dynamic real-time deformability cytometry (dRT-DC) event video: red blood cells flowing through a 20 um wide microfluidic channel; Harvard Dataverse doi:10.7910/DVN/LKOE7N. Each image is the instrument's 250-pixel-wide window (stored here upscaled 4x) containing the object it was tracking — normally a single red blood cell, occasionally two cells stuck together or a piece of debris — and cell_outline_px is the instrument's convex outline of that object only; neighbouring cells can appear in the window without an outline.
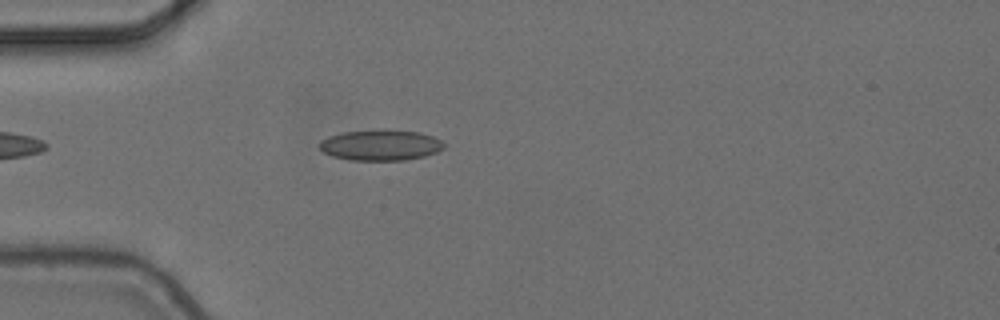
{"species": "common noctule bat (a hibernating species)", "species_latin": "Nyctalus noctula", "temperature_condition": "cold", "stored_images_in_passage": 4, "camera_frame_rate_fps": 3000, "um_per_image_px": 0.085, "animal": {"sex": "female", "body_mass_g": 24.6, "forearm_length_mm": 56.2}, "frame": {"image": 1, "passage_image": 4, "time_ms": 1.0, "image_size_px": [1000, 320], "cell_outline_px": [[444, 148], [436, 152], [424, 156], [404, 160], [348, 160], [332, 156], [324, 152], [320, 148], [320, 140], [328, 136], [344, 132], [384, 128], [420, 132], [432, 136], [440, 140], [444, 144]], "centroid_in_image_um": [32.34, 12.31], "position_along_channel_um": 52.7, "area_um2": 22.54}}